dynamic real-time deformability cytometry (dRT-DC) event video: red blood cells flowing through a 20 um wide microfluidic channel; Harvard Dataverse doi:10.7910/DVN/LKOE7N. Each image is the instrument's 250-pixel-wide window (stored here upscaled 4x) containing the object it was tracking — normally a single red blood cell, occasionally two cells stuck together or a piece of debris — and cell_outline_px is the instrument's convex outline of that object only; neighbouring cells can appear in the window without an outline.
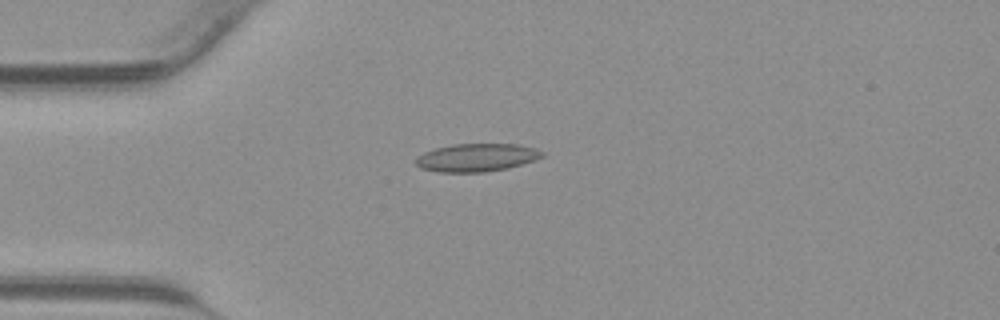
{"species": "common noctule bat (a hibernating species)", "species_latin": "Nyctalus noctula", "temperature_condition": "warm", "stored_images_in_passage": 33, "camera_frame_rate_fps": 3000, "um_per_image_px": 0.085, "animal": {"sex": "male", "body_mass_g": 23.1, "forearm_length_mm": 52.7}, "frame": {"image": 1, "passage_image": 2, "time_ms": 0.333, "image_size_px": [1000, 320], "cell_outline_px": [[544, 156], [536, 160], [508, 168], [484, 172], [440, 172], [420, 168], [416, 164], [416, 156], [424, 152], [436, 148], [452, 144], [516, 144], [536, 148], [544, 152]], "centroid_in_image_um": [40.53, 13.39], "position_along_channel_um": 44.5, "area_um2": 20.69}}
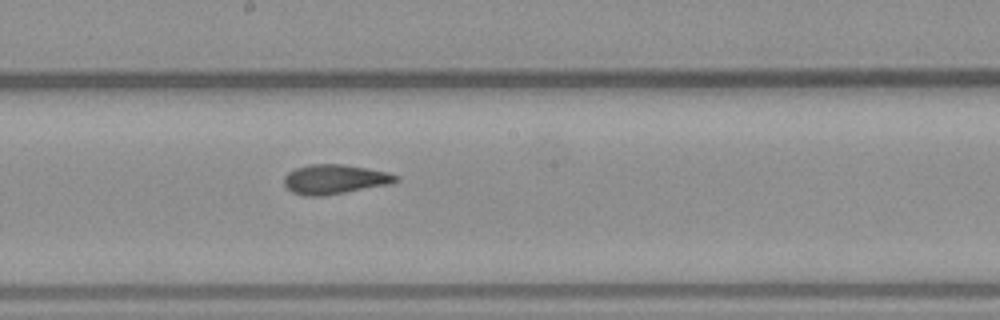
{"frame": {"image": 2, "passage_image": 14, "time_ms": 4.333, "image_size_px": [1000, 320], "cell_outline_px": [[400, 180], [392, 184], [324, 196], [304, 196], [292, 192], [284, 184], [284, 176], [288, 172], [296, 168], [312, 164], [344, 164], [388, 172], [400, 176]], "centroid_in_image_um": [28.49, 15.24], "position_along_channel_um": 219.7, "area_um2": 19.42}}
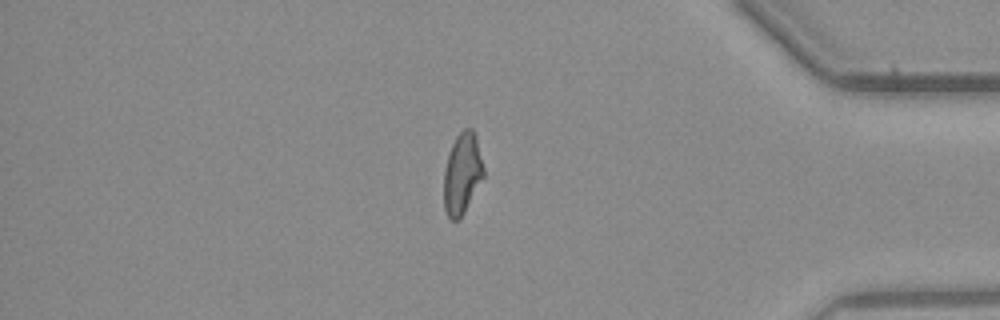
{"frame": {"image": 3, "passage_image": 27, "time_ms": 8.667, "image_size_px": [1000, 320], "cell_outline_px": [[484, 176], [464, 212], [456, 220], [452, 220], [448, 216], [444, 208], [444, 172], [448, 156], [452, 144], [456, 136], [464, 128], [472, 128], [476, 136], [484, 168]], "centroid_in_image_um": [39.29, 14.73], "position_along_channel_um": 395.9, "area_um2": 18.55}}